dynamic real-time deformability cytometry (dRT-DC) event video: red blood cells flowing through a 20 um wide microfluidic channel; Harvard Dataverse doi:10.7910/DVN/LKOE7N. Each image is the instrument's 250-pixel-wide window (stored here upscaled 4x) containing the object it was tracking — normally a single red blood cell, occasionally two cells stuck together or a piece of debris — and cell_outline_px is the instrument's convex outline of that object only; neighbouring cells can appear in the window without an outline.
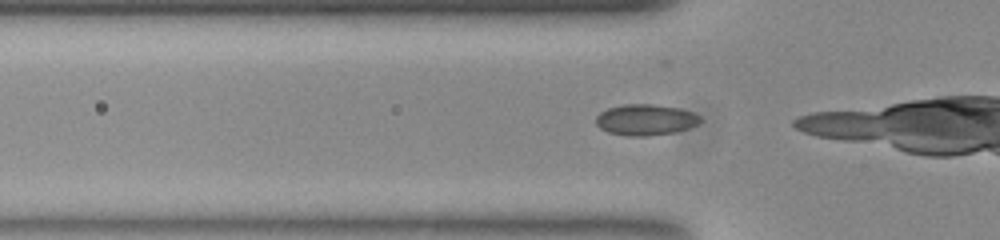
{"species": "common noctule bat (a hibernating species)", "species_latin": "Nyctalus noctula", "temperature_condition": "room temperature", "stored_images_in_passage": 12, "camera_frame_rate_fps": 3000, "um_per_image_px": 0.085, "animal": {"sex": "female", "body_mass_g": 23.0, "forearm_length_mm": 53.4}, "frame": {"image": 1, "passage_image": 10, "time_ms": 3.0, "image_size_px": [1000, 240], "cell_outline_px": [[700, 124], [688, 128], [672, 132], [648, 136], [628, 136], [608, 132], [600, 128], [596, 124], [596, 116], [600, 112], [608, 108], [624, 104], [652, 104], [680, 108], [692, 112], [700, 116]], "centroid_in_image_um": [54.86, 10.18], "position_along_channel_um": 70.9, "area_um2": 18.84}}